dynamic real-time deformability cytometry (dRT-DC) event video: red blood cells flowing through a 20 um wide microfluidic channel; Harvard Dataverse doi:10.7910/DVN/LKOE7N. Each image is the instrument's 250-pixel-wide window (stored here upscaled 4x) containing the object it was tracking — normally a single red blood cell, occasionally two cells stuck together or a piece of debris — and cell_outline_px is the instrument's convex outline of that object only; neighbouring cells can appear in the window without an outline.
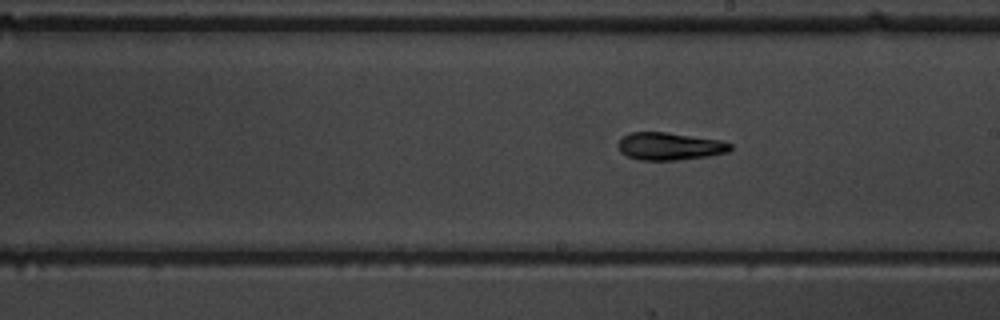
{"species": "common noctule bat (a hibernating species)", "species_latin": "Nyctalus noctula", "temperature_condition": "warm", "stored_images_in_passage": 7, "segment_of_instrument_passage": [2, 2], "camera_frame_rate_fps": 3000, "um_per_image_px": 0.085, "animal": {"sex": "male", "body_mass_g": 19.5, "forearm_length_mm": 54.6}, "frame": {"image": 1, "passage_image": 7, "time_ms": 7.333, "image_size_px": [1000, 320], "cell_outline_px": [[732, 148], [728, 152], [708, 156], [676, 160], [640, 160], [628, 156], [620, 152], [616, 144], [624, 136], [632, 132], [664, 132], [720, 140], [732, 144]], "centroid_in_image_um": [56.91, 12.44], "position_along_channel_um": 232.1, "area_um2": 17.92}}